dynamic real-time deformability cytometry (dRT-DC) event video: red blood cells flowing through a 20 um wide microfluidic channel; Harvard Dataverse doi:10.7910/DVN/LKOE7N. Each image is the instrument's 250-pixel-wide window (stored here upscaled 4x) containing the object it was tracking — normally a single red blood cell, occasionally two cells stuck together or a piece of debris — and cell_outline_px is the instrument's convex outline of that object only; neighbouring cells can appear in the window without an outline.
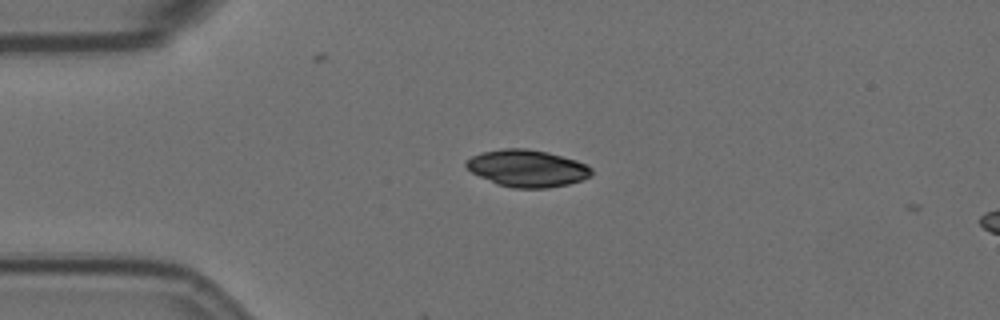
{"species": "Egyptian fruit bat (a non-hibernating species)", "species_latin": "Rousettus aegyptiacus", "temperature_condition": "room temperature", "stored_images_in_passage": 44, "camera_frame_rate_fps": 3000, "um_per_image_px": 0.085, "animal": {"sex": "female"}, "frame": {"image": 1, "passage_image": 1, "time_ms": 0.0, "image_size_px": [1000, 320], "cell_outline_px": [[592, 176], [568, 184], [548, 188], [512, 188], [496, 184], [472, 172], [464, 164], [472, 156], [480, 152], [504, 148], [528, 148], [548, 152], [576, 160], [592, 168]], "centroid_in_image_um": [44.81, 14.3], "position_along_channel_um": 40.2, "area_um2": 27.05}}
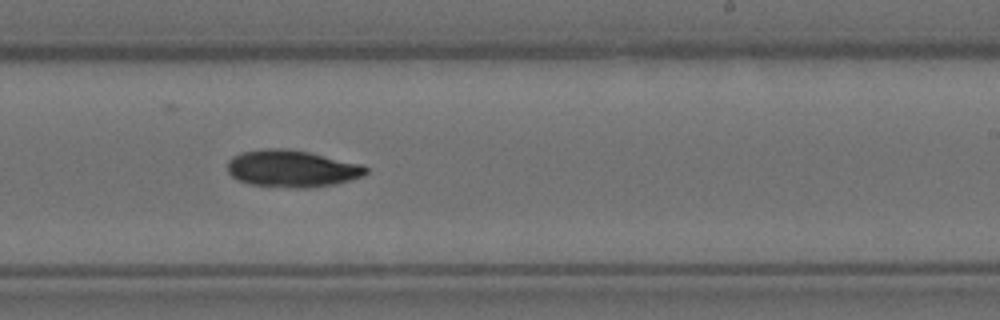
{"frame": {"image": 2, "passage_image": 22, "time_ms": 7.0, "image_size_px": [1000, 320], "cell_outline_px": [[368, 172], [364, 176], [336, 184], [312, 188], [292, 188], [248, 184], [236, 180], [228, 172], [228, 160], [232, 156], [240, 152], [264, 148], [288, 148], [308, 152], [364, 164], [368, 168]], "centroid_in_image_um": [24.82, 14.33], "position_along_channel_um": 264.2, "area_um2": 30.4}}
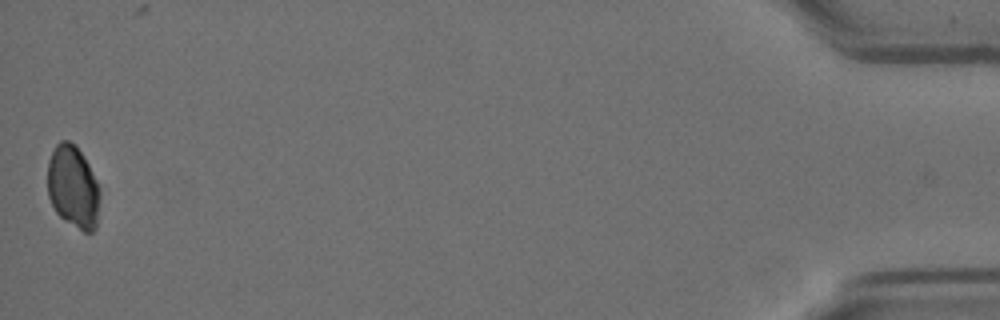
{"frame": {"image": 3, "passage_image": 44, "time_ms": 14.333, "image_size_px": [1000, 320], "cell_outline_px": [[100, 196], [96, 228], [92, 232], [84, 232], [64, 220], [56, 212], [48, 196], [48, 160], [56, 144], [60, 140], [68, 140], [76, 144], [88, 164], [100, 188]], "centroid_in_image_um": [6.22, 15.88], "position_along_channel_um": 429.0, "area_um2": 25.32}, "authors_computed_cell_mechanics": {"area_um2": 28.4376, "velocity_mm_per_s": 3.5576, "shape_relaxation_time_tau1_ms": 5.6107, "shape_relaxation_time_tau2_ms": null, "deformation_change_tau1": 0.0871, "deformation_change_tau2": null}}